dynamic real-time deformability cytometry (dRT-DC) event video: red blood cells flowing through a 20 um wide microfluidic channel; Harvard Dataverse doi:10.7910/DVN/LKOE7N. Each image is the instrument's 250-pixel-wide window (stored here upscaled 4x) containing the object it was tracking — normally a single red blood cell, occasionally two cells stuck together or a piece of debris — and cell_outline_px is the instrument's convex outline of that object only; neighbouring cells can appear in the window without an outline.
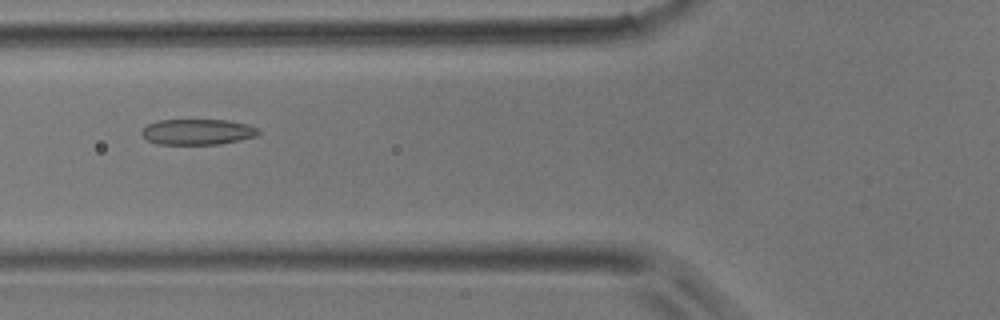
{"species": "common noctule bat (a hibernating species)", "species_latin": "Nyctalus noctula", "temperature_condition": "room temperature", "stored_images_in_passage": 5, "camera_frame_rate_fps": 3000, "um_per_image_px": 0.085, "animal": {"sex": "male", "body_mass_g": 17.9}, "frame": {"image": 1, "passage_image": 5, "time_ms": 1.333, "image_size_px": [1000, 320], "cell_outline_px": [[260, 132], [256, 136], [240, 140], [220, 144], [156, 144], [148, 140], [140, 132], [148, 124], [160, 120], [228, 120], [248, 124], [256, 128]], "centroid_in_image_um": [16.8, 11.21], "position_along_channel_um": 109.0, "area_um2": 17.4}}